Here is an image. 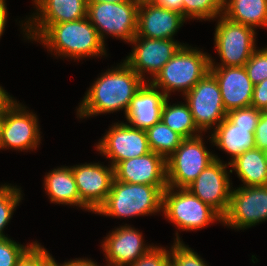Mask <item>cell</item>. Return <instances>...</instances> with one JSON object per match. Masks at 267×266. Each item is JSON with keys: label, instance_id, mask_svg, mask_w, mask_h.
Masks as SVG:
<instances>
[{"label": "cell", "instance_id": "d4e9b609", "mask_svg": "<svg viewBox=\"0 0 267 266\" xmlns=\"http://www.w3.org/2000/svg\"><path fill=\"white\" fill-rule=\"evenodd\" d=\"M223 16L253 29L267 28V0H224Z\"/></svg>", "mask_w": 267, "mask_h": 266}, {"label": "cell", "instance_id": "8d00e7d4", "mask_svg": "<svg viewBox=\"0 0 267 266\" xmlns=\"http://www.w3.org/2000/svg\"><path fill=\"white\" fill-rule=\"evenodd\" d=\"M251 106L262 111L267 106V79L254 85Z\"/></svg>", "mask_w": 267, "mask_h": 266}, {"label": "cell", "instance_id": "74e56055", "mask_svg": "<svg viewBox=\"0 0 267 266\" xmlns=\"http://www.w3.org/2000/svg\"><path fill=\"white\" fill-rule=\"evenodd\" d=\"M16 101V99L0 86V115H3L5 111Z\"/></svg>", "mask_w": 267, "mask_h": 266}, {"label": "cell", "instance_id": "d6986e66", "mask_svg": "<svg viewBox=\"0 0 267 266\" xmlns=\"http://www.w3.org/2000/svg\"><path fill=\"white\" fill-rule=\"evenodd\" d=\"M219 85L226 112L251 106L254 84L244 66H210Z\"/></svg>", "mask_w": 267, "mask_h": 266}, {"label": "cell", "instance_id": "277c9868", "mask_svg": "<svg viewBox=\"0 0 267 266\" xmlns=\"http://www.w3.org/2000/svg\"><path fill=\"white\" fill-rule=\"evenodd\" d=\"M162 194L157 186L125 183L114 178L106 201L94 214L130 218L160 213Z\"/></svg>", "mask_w": 267, "mask_h": 266}, {"label": "cell", "instance_id": "b9f144b4", "mask_svg": "<svg viewBox=\"0 0 267 266\" xmlns=\"http://www.w3.org/2000/svg\"><path fill=\"white\" fill-rule=\"evenodd\" d=\"M131 0H86L87 3H99V2H110V3H123Z\"/></svg>", "mask_w": 267, "mask_h": 266}, {"label": "cell", "instance_id": "7bdbcfd3", "mask_svg": "<svg viewBox=\"0 0 267 266\" xmlns=\"http://www.w3.org/2000/svg\"><path fill=\"white\" fill-rule=\"evenodd\" d=\"M139 4H155L160 0H136Z\"/></svg>", "mask_w": 267, "mask_h": 266}, {"label": "cell", "instance_id": "3957f363", "mask_svg": "<svg viewBox=\"0 0 267 266\" xmlns=\"http://www.w3.org/2000/svg\"><path fill=\"white\" fill-rule=\"evenodd\" d=\"M210 71V55L196 47L182 45L150 83L167 97L185 95Z\"/></svg>", "mask_w": 267, "mask_h": 266}, {"label": "cell", "instance_id": "cb8c5ba5", "mask_svg": "<svg viewBox=\"0 0 267 266\" xmlns=\"http://www.w3.org/2000/svg\"><path fill=\"white\" fill-rule=\"evenodd\" d=\"M230 173L236 172L242 187L267 185L266 151L254 148L245 151L230 163Z\"/></svg>", "mask_w": 267, "mask_h": 266}, {"label": "cell", "instance_id": "836d02e7", "mask_svg": "<svg viewBox=\"0 0 267 266\" xmlns=\"http://www.w3.org/2000/svg\"><path fill=\"white\" fill-rule=\"evenodd\" d=\"M262 110L254 106L234 109L226 114V118L235 126L256 127Z\"/></svg>", "mask_w": 267, "mask_h": 266}, {"label": "cell", "instance_id": "44dd1931", "mask_svg": "<svg viewBox=\"0 0 267 266\" xmlns=\"http://www.w3.org/2000/svg\"><path fill=\"white\" fill-rule=\"evenodd\" d=\"M167 96L150 82L136 92L125 113L132 127L146 130L161 121L162 108Z\"/></svg>", "mask_w": 267, "mask_h": 266}, {"label": "cell", "instance_id": "9c48e42d", "mask_svg": "<svg viewBox=\"0 0 267 266\" xmlns=\"http://www.w3.org/2000/svg\"><path fill=\"white\" fill-rule=\"evenodd\" d=\"M183 97L189 105L195 125L202 133L215 129L226 118L219 85L210 72Z\"/></svg>", "mask_w": 267, "mask_h": 266}, {"label": "cell", "instance_id": "30bf717a", "mask_svg": "<svg viewBox=\"0 0 267 266\" xmlns=\"http://www.w3.org/2000/svg\"><path fill=\"white\" fill-rule=\"evenodd\" d=\"M17 100L2 115L0 149L36 150L41 135L37 115Z\"/></svg>", "mask_w": 267, "mask_h": 266}, {"label": "cell", "instance_id": "ee69618b", "mask_svg": "<svg viewBox=\"0 0 267 266\" xmlns=\"http://www.w3.org/2000/svg\"><path fill=\"white\" fill-rule=\"evenodd\" d=\"M1 126H2V115H0V133H1ZM0 143H1V135H0Z\"/></svg>", "mask_w": 267, "mask_h": 266}, {"label": "cell", "instance_id": "8fae6325", "mask_svg": "<svg viewBox=\"0 0 267 266\" xmlns=\"http://www.w3.org/2000/svg\"><path fill=\"white\" fill-rule=\"evenodd\" d=\"M267 220V185L231 189L230 203L222 224L244 230Z\"/></svg>", "mask_w": 267, "mask_h": 266}, {"label": "cell", "instance_id": "ab89813d", "mask_svg": "<svg viewBox=\"0 0 267 266\" xmlns=\"http://www.w3.org/2000/svg\"><path fill=\"white\" fill-rule=\"evenodd\" d=\"M157 4L182 14V0H160Z\"/></svg>", "mask_w": 267, "mask_h": 266}, {"label": "cell", "instance_id": "f35d334b", "mask_svg": "<svg viewBox=\"0 0 267 266\" xmlns=\"http://www.w3.org/2000/svg\"><path fill=\"white\" fill-rule=\"evenodd\" d=\"M54 266H99L97 262L92 261L91 259H84V258H75L71 259L70 261L63 262L62 264L57 263V261H54ZM107 266V265H105Z\"/></svg>", "mask_w": 267, "mask_h": 266}, {"label": "cell", "instance_id": "5bb4252c", "mask_svg": "<svg viewBox=\"0 0 267 266\" xmlns=\"http://www.w3.org/2000/svg\"><path fill=\"white\" fill-rule=\"evenodd\" d=\"M134 45L124 60L145 82H150L162 67L174 56L184 43L173 39H152L135 36L130 42ZM152 78L145 79V73Z\"/></svg>", "mask_w": 267, "mask_h": 266}, {"label": "cell", "instance_id": "ffe728a7", "mask_svg": "<svg viewBox=\"0 0 267 266\" xmlns=\"http://www.w3.org/2000/svg\"><path fill=\"white\" fill-rule=\"evenodd\" d=\"M187 19L179 12L155 4H140L137 37L173 39Z\"/></svg>", "mask_w": 267, "mask_h": 266}, {"label": "cell", "instance_id": "9a60e30c", "mask_svg": "<svg viewBox=\"0 0 267 266\" xmlns=\"http://www.w3.org/2000/svg\"><path fill=\"white\" fill-rule=\"evenodd\" d=\"M214 157L215 160L198 175L187 189L223 217L229 207L232 188L230 173L226 169L230 164L222 163L217 155Z\"/></svg>", "mask_w": 267, "mask_h": 266}, {"label": "cell", "instance_id": "ba28073f", "mask_svg": "<svg viewBox=\"0 0 267 266\" xmlns=\"http://www.w3.org/2000/svg\"><path fill=\"white\" fill-rule=\"evenodd\" d=\"M202 134L185 138L174 153L166 159L167 186L187 188L198 175L215 160L205 147Z\"/></svg>", "mask_w": 267, "mask_h": 266}, {"label": "cell", "instance_id": "1f68e13d", "mask_svg": "<svg viewBox=\"0 0 267 266\" xmlns=\"http://www.w3.org/2000/svg\"><path fill=\"white\" fill-rule=\"evenodd\" d=\"M244 67L254 85L267 79V47L256 49Z\"/></svg>", "mask_w": 267, "mask_h": 266}, {"label": "cell", "instance_id": "4fadbf2b", "mask_svg": "<svg viewBox=\"0 0 267 266\" xmlns=\"http://www.w3.org/2000/svg\"><path fill=\"white\" fill-rule=\"evenodd\" d=\"M95 145L101 155L110 160L114 168L119 162L151 152L145 130L126 123H114Z\"/></svg>", "mask_w": 267, "mask_h": 266}, {"label": "cell", "instance_id": "7402d4cb", "mask_svg": "<svg viewBox=\"0 0 267 266\" xmlns=\"http://www.w3.org/2000/svg\"><path fill=\"white\" fill-rule=\"evenodd\" d=\"M256 127L235 126L225 118L213 131L209 140L213 146L229 154V164L247 150L255 148ZM213 132V133H212Z\"/></svg>", "mask_w": 267, "mask_h": 266}, {"label": "cell", "instance_id": "6da1fadb", "mask_svg": "<svg viewBox=\"0 0 267 266\" xmlns=\"http://www.w3.org/2000/svg\"><path fill=\"white\" fill-rule=\"evenodd\" d=\"M145 81L123 60L102 73L87 90L77 108V118L124 110Z\"/></svg>", "mask_w": 267, "mask_h": 266}, {"label": "cell", "instance_id": "e0dca14e", "mask_svg": "<svg viewBox=\"0 0 267 266\" xmlns=\"http://www.w3.org/2000/svg\"><path fill=\"white\" fill-rule=\"evenodd\" d=\"M101 245L107 266H129L155 246L144 244L142 233L127 224L109 232Z\"/></svg>", "mask_w": 267, "mask_h": 266}, {"label": "cell", "instance_id": "f6af8a7d", "mask_svg": "<svg viewBox=\"0 0 267 266\" xmlns=\"http://www.w3.org/2000/svg\"><path fill=\"white\" fill-rule=\"evenodd\" d=\"M263 112L267 114V106L264 108Z\"/></svg>", "mask_w": 267, "mask_h": 266}, {"label": "cell", "instance_id": "4dcf8cb0", "mask_svg": "<svg viewBox=\"0 0 267 266\" xmlns=\"http://www.w3.org/2000/svg\"><path fill=\"white\" fill-rule=\"evenodd\" d=\"M36 243L22 245L9 237L0 239V266H16L23 255Z\"/></svg>", "mask_w": 267, "mask_h": 266}, {"label": "cell", "instance_id": "7c38bea8", "mask_svg": "<svg viewBox=\"0 0 267 266\" xmlns=\"http://www.w3.org/2000/svg\"><path fill=\"white\" fill-rule=\"evenodd\" d=\"M33 3L37 12L21 24L27 40L36 41L52 24L87 17L86 0H34Z\"/></svg>", "mask_w": 267, "mask_h": 266}, {"label": "cell", "instance_id": "d590c367", "mask_svg": "<svg viewBox=\"0 0 267 266\" xmlns=\"http://www.w3.org/2000/svg\"><path fill=\"white\" fill-rule=\"evenodd\" d=\"M255 148L267 151V114L262 111L254 133Z\"/></svg>", "mask_w": 267, "mask_h": 266}, {"label": "cell", "instance_id": "7a4b0ae2", "mask_svg": "<svg viewBox=\"0 0 267 266\" xmlns=\"http://www.w3.org/2000/svg\"><path fill=\"white\" fill-rule=\"evenodd\" d=\"M36 41L57 57L80 60L107 56L106 45L89 19L52 24Z\"/></svg>", "mask_w": 267, "mask_h": 266}, {"label": "cell", "instance_id": "603a6c76", "mask_svg": "<svg viewBox=\"0 0 267 266\" xmlns=\"http://www.w3.org/2000/svg\"><path fill=\"white\" fill-rule=\"evenodd\" d=\"M44 177V189L51 203L78 206L88 212L91 210L80 200L72 168H54Z\"/></svg>", "mask_w": 267, "mask_h": 266}, {"label": "cell", "instance_id": "83f0119b", "mask_svg": "<svg viewBox=\"0 0 267 266\" xmlns=\"http://www.w3.org/2000/svg\"><path fill=\"white\" fill-rule=\"evenodd\" d=\"M224 0H182V15L188 19L210 21L223 15Z\"/></svg>", "mask_w": 267, "mask_h": 266}, {"label": "cell", "instance_id": "e575fe53", "mask_svg": "<svg viewBox=\"0 0 267 266\" xmlns=\"http://www.w3.org/2000/svg\"><path fill=\"white\" fill-rule=\"evenodd\" d=\"M170 263V251L156 245L129 266H168Z\"/></svg>", "mask_w": 267, "mask_h": 266}, {"label": "cell", "instance_id": "52a82bcc", "mask_svg": "<svg viewBox=\"0 0 267 266\" xmlns=\"http://www.w3.org/2000/svg\"><path fill=\"white\" fill-rule=\"evenodd\" d=\"M215 28L214 47L220 56L219 64L210 56V66H244L256 50V31L246 25L219 16Z\"/></svg>", "mask_w": 267, "mask_h": 266}, {"label": "cell", "instance_id": "f1b7e54d", "mask_svg": "<svg viewBox=\"0 0 267 266\" xmlns=\"http://www.w3.org/2000/svg\"><path fill=\"white\" fill-rule=\"evenodd\" d=\"M21 188L6 183L0 186V239L7 236L3 233L5 226L12 218L13 211L19 206L22 199Z\"/></svg>", "mask_w": 267, "mask_h": 266}, {"label": "cell", "instance_id": "60d3db41", "mask_svg": "<svg viewBox=\"0 0 267 266\" xmlns=\"http://www.w3.org/2000/svg\"><path fill=\"white\" fill-rule=\"evenodd\" d=\"M6 0H0V38L5 32V26L7 23L8 9L6 6Z\"/></svg>", "mask_w": 267, "mask_h": 266}, {"label": "cell", "instance_id": "d6a6232c", "mask_svg": "<svg viewBox=\"0 0 267 266\" xmlns=\"http://www.w3.org/2000/svg\"><path fill=\"white\" fill-rule=\"evenodd\" d=\"M55 259L36 242L18 261L16 266H54Z\"/></svg>", "mask_w": 267, "mask_h": 266}, {"label": "cell", "instance_id": "2e32d148", "mask_svg": "<svg viewBox=\"0 0 267 266\" xmlns=\"http://www.w3.org/2000/svg\"><path fill=\"white\" fill-rule=\"evenodd\" d=\"M80 200L92 213L106 201L114 180V168L98 163L71 166Z\"/></svg>", "mask_w": 267, "mask_h": 266}, {"label": "cell", "instance_id": "f546056e", "mask_svg": "<svg viewBox=\"0 0 267 266\" xmlns=\"http://www.w3.org/2000/svg\"><path fill=\"white\" fill-rule=\"evenodd\" d=\"M169 250L170 261L173 266H208L198 253L181 241L177 231L174 243Z\"/></svg>", "mask_w": 267, "mask_h": 266}, {"label": "cell", "instance_id": "5b68a950", "mask_svg": "<svg viewBox=\"0 0 267 266\" xmlns=\"http://www.w3.org/2000/svg\"><path fill=\"white\" fill-rule=\"evenodd\" d=\"M162 212L169 222L183 231L200 230L215 221H223L215 209L187 188L167 187L162 194Z\"/></svg>", "mask_w": 267, "mask_h": 266}, {"label": "cell", "instance_id": "484cf974", "mask_svg": "<svg viewBox=\"0 0 267 266\" xmlns=\"http://www.w3.org/2000/svg\"><path fill=\"white\" fill-rule=\"evenodd\" d=\"M169 98H166L163 105L161 121L184 139L201 135L202 132L194 123L188 103L171 105V103L169 104Z\"/></svg>", "mask_w": 267, "mask_h": 266}, {"label": "cell", "instance_id": "ac0fdd59", "mask_svg": "<svg viewBox=\"0 0 267 266\" xmlns=\"http://www.w3.org/2000/svg\"><path fill=\"white\" fill-rule=\"evenodd\" d=\"M114 177L120 182L157 186L162 192L168 187L166 160L153 151L119 162Z\"/></svg>", "mask_w": 267, "mask_h": 266}, {"label": "cell", "instance_id": "8992f818", "mask_svg": "<svg viewBox=\"0 0 267 266\" xmlns=\"http://www.w3.org/2000/svg\"><path fill=\"white\" fill-rule=\"evenodd\" d=\"M139 3H87V18L105 43L106 34L130 43L137 33Z\"/></svg>", "mask_w": 267, "mask_h": 266}, {"label": "cell", "instance_id": "4316f807", "mask_svg": "<svg viewBox=\"0 0 267 266\" xmlns=\"http://www.w3.org/2000/svg\"><path fill=\"white\" fill-rule=\"evenodd\" d=\"M150 150L168 159L184 139L162 121L145 130Z\"/></svg>", "mask_w": 267, "mask_h": 266}]
</instances>
